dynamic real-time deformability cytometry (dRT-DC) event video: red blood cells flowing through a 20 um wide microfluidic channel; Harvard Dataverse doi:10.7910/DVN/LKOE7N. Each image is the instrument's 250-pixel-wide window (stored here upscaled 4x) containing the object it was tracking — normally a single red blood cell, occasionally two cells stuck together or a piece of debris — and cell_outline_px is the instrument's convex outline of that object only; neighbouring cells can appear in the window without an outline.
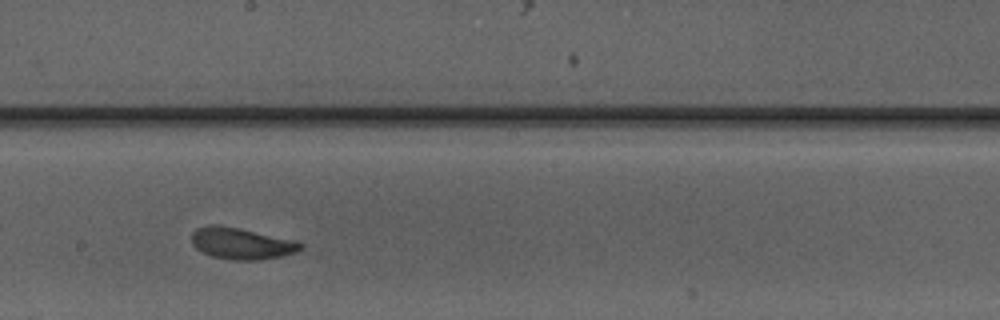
{"species": "Egyptian fruit bat (a non-hibernating species)", "species_latin": "Rousettus aegyptiacus", "temperature_condition": "warm", "stored_images_in_passage": 35, "camera_frame_rate_fps": 3000, "um_per_image_px": 0.085, "animal": {"sex": "male"}, "frame": {"image": 1, "passage_image": 16, "time_ms": 5.0, "image_size_px": [1000, 320], "cell_outline_px": [[304, 248], [296, 252], [280, 256], [260, 260], [232, 260], [212, 256], [196, 248], [192, 244], [192, 232], [196, 228], [208, 224], [220, 224], [288, 240], [304, 244]], "centroid_in_image_um": [20.45, 20.7], "position_along_channel_um": 227.7, "area_um2": 19.59}}
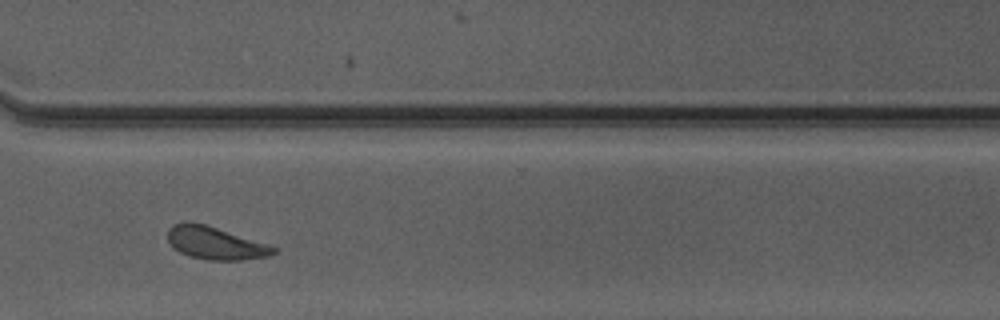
{"frame": {"image": 2, "passage_image": 25, "time_ms": 8.0, "image_size_px": [1000, 320], "cell_outline_px": [[280, 252], [268, 256], [240, 260], [208, 260], [188, 256], [172, 248], [168, 240], [168, 228], [172, 224], [184, 220], [204, 224], [268, 244], [280, 248]], "centroid_in_image_um": [18.29, 20.66], "position_along_channel_um": 352.3, "area_um2": 20.4}, "authors_computed_cell_mechanics": {"area_um2": 19.7676, "velocity_mm_per_s": 4.1488, "shape_relaxation_time_tau1_ms": 1.558, "shape_relaxation_time_tau2_ms": 1.2796, "deformation_change_tau1": 0.1133, "deformation_change_tau2": 0.0833}}